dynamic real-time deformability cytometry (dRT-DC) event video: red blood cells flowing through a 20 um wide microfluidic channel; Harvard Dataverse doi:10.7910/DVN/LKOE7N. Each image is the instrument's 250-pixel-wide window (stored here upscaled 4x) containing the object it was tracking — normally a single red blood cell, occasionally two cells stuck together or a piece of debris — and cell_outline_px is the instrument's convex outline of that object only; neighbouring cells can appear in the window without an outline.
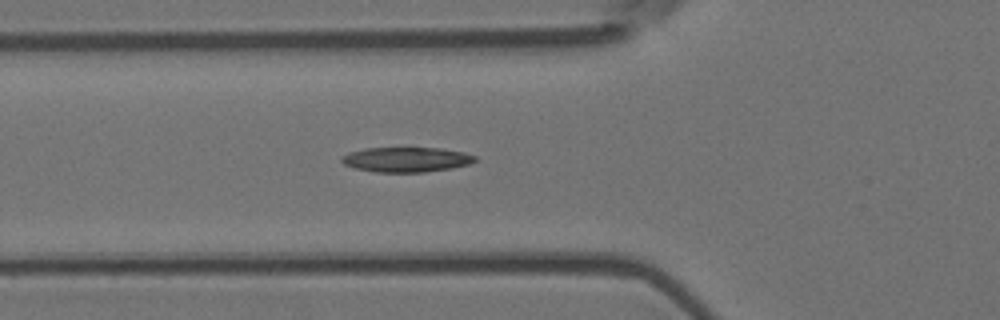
{"species": "Egyptian fruit bat (a non-hibernating species)", "species_latin": "Rousettus aegyptiacus", "temperature_condition": "room temperature", "stored_images_in_passage": 5, "camera_frame_rate_fps": 3000, "um_per_image_px": 0.085, "animal": {"sex": "female"}, "frame": {"image": 1, "passage_image": 5, "time_ms": 1.333, "image_size_px": [1000, 320], "cell_outline_px": [[476, 160], [468, 164], [452, 168], [424, 172], [376, 172], [356, 168], [344, 164], [340, 160], [340, 156], [348, 152], [364, 148], [440, 148], [464, 152], [476, 156]], "centroid_in_image_um": [34.51, 13.55], "position_along_channel_um": 91.3, "area_um2": 19.36}}